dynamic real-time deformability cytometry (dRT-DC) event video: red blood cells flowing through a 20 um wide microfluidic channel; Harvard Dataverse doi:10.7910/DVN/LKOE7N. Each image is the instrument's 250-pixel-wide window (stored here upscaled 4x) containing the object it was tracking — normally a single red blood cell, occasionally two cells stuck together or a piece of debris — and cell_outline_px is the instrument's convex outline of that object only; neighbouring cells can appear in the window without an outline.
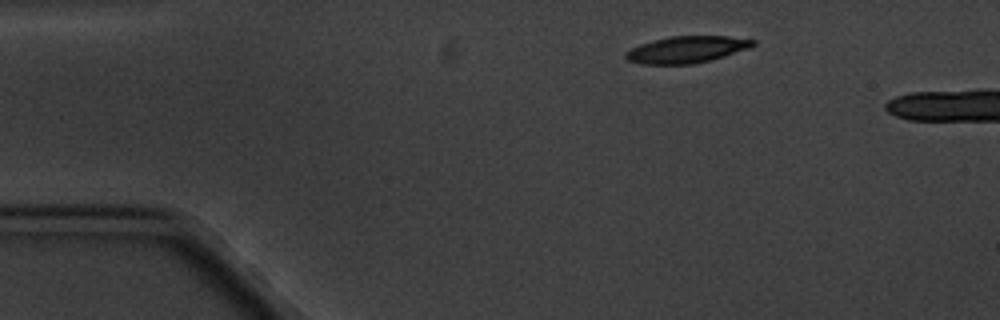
{"species": "common noctule bat (a hibernating species)", "species_latin": "Nyctalus noctula", "temperature_condition": "cold", "stored_images_in_passage": 3, "camera_frame_rate_fps": 3000, "um_per_image_px": 0.085, "animal": {"sex": "male", "body_mass_g": 20.1, "forearm_length_mm": 53.5}, "frame": {"image": 1, "passage_image": 1, "time_ms": 0.0, "image_size_px": [1000, 320], "cell_outline_px": [[756, 44], [752, 48], [724, 56], [692, 64], [640, 64], [628, 60], [624, 56], [624, 52], [640, 44], [652, 40], [672, 36], [728, 36], [756, 40]], "centroid_in_image_um": [58.38, 4.2], "position_along_channel_um": 26.6, "area_um2": 19.88}}